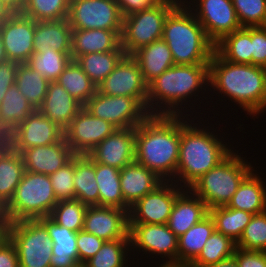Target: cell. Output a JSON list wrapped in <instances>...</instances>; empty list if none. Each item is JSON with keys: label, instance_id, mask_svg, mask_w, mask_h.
Returning a JSON list of instances; mask_svg holds the SVG:
<instances>
[{"label": "cell", "instance_id": "obj_1", "mask_svg": "<svg viewBox=\"0 0 266 267\" xmlns=\"http://www.w3.org/2000/svg\"><path fill=\"white\" fill-rule=\"evenodd\" d=\"M179 147L180 115H149L135 128V162L164 181H175Z\"/></svg>", "mask_w": 266, "mask_h": 267}, {"label": "cell", "instance_id": "obj_2", "mask_svg": "<svg viewBox=\"0 0 266 267\" xmlns=\"http://www.w3.org/2000/svg\"><path fill=\"white\" fill-rule=\"evenodd\" d=\"M209 85L250 116L266 111L265 67L231 63L214 51L209 63Z\"/></svg>", "mask_w": 266, "mask_h": 267}, {"label": "cell", "instance_id": "obj_3", "mask_svg": "<svg viewBox=\"0 0 266 267\" xmlns=\"http://www.w3.org/2000/svg\"><path fill=\"white\" fill-rule=\"evenodd\" d=\"M187 115L180 116V147L175 178L177 180L174 181L178 186L180 181V187L185 189L233 151L227 147V143L225 145L217 138L218 135L208 132L205 127L201 128V125L197 126L198 123L194 124L195 119L190 120Z\"/></svg>", "mask_w": 266, "mask_h": 267}, {"label": "cell", "instance_id": "obj_4", "mask_svg": "<svg viewBox=\"0 0 266 267\" xmlns=\"http://www.w3.org/2000/svg\"><path fill=\"white\" fill-rule=\"evenodd\" d=\"M208 84L209 64L171 66L147 85V112L149 115H183L179 108L187 105V99L198 96L196 92L202 91V87L208 88Z\"/></svg>", "mask_w": 266, "mask_h": 267}, {"label": "cell", "instance_id": "obj_5", "mask_svg": "<svg viewBox=\"0 0 266 267\" xmlns=\"http://www.w3.org/2000/svg\"><path fill=\"white\" fill-rule=\"evenodd\" d=\"M162 39L168 44L175 65L209 64L215 51V44L183 1L168 14Z\"/></svg>", "mask_w": 266, "mask_h": 267}, {"label": "cell", "instance_id": "obj_6", "mask_svg": "<svg viewBox=\"0 0 266 267\" xmlns=\"http://www.w3.org/2000/svg\"><path fill=\"white\" fill-rule=\"evenodd\" d=\"M232 151L224 160L197 179L188 189L208 207L227 206L253 167Z\"/></svg>", "mask_w": 266, "mask_h": 267}, {"label": "cell", "instance_id": "obj_7", "mask_svg": "<svg viewBox=\"0 0 266 267\" xmlns=\"http://www.w3.org/2000/svg\"><path fill=\"white\" fill-rule=\"evenodd\" d=\"M58 203L46 174L26 171L9 203L3 208L5 223L50 216Z\"/></svg>", "mask_w": 266, "mask_h": 267}, {"label": "cell", "instance_id": "obj_8", "mask_svg": "<svg viewBox=\"0 0 266 267\" xmlns=\"http://www.w3.org/2000/svg\"><path fill=\"white\" fill-rule=\"evenodd\" d=\"M3 232L16 247L19 267H51L53 242L39 219L7 223Z\"/></svg>", "mask_w": 266, "mask_h": 267}, {"label": "cell", "instance_id": "obj_9", "mask_svg": "<svg viewBox=\"0 0 266 267\" xmlns=\"http://www.w3.org/2000/svg\"><path fill=\"white\" fill-rule=\"evenodd\" d=\"M182 0H163L147 10L123 17L121 46L125 55H132L139 48L162 39L168 14Z\"/></svg>", "mask_w": 266, "mask_h": 267}, {"label": "cell", "instance_id": "obj_10", "mask_svg": "<svg viewBox=\"0 0 266 267\" xmlns=\"http://www.w3.org/2000/svg\"><path fill=\"white\" fill-rule=\"evenodd\" d=\"M72 30L104 29L122 33L123 16L116 0H70Z\"/></svg>", "mask_w": 266, "mask_h": 267}, {"label": "cell", "instance_id": "obj_11", "mask_svg": "<svg viewBox=\"0 0 266 267\" xmlns=\"http://www.w3.org/2000/svg\"><path fill=\"white\" fill-rule=\"evenodd\" d=\"M94 117L110 122L116 128H136L148 116L147 110L129 96H109L98 91L84 105Z\"/></svg>", "mask_w": 266, "mask_h": 267}, {"label": "cell", "instance_id": "obj_12", "mask_svg": "<svg viewBox=\"0 0 266 267\" xmlns=\"http://www.w3.org/2000/svg\"><path fill=\"white\" fill-rule=\"evenodd\" d=\"M182 1L192 10L207 37L214 44L224 36L242 28L232 0H193L194 4H197H195L196 8L187 0ZM191 4L193 8H191Z\"/></svg>", "mask_w": 266, "mask_h": 267}, {"label": "cell", "instance_id": "obj_13", "mask_svg": "<svg viewBox=\"0 0 266 267\" xmlns=\"http://www.w3.org/2000/svg\"><path fill=\"white\" fill-rule=\"evenodd\" d=\"M183 190L174 181H164L130 207L129 224H167L176 198Z\"/></svg>", "mask_w": 266, "mask_h": 267}, {"label": "cell", "instance_id": "obj_14", "mask_svg": "<svg viewBox=\"0 0 266 267\" xmlns=\"http://www.w3.org/2000/svg\"><path fill=\"white\" fill-rule=\"evenodd\" d=\"M97 91L109 96L135 98L147 110V84L137 61L125 55L114 70L98 85Z\"/></svg>", "mask_w": 266, "mask_h": 267}, {"label": "cell", "instance_id": "obj_15", "mask_svg": "<svg viewBox=\"0 0 266 267\" xmlns=\"http://www.w3.org/2000/svg\"><path fill=\"white\" fill-rule=\"evenodd\" d=\"M129 237L131 249L162 255L169 259L163 264L178 265V237L167 224H129Z\"/></svg>", "mask_w": 266, "mask_h": 267}, {"label": "cell", "instance_id": "obj_16", "mask_svg": "<svg viewBox=\"0 0 266 267\" xmlns=\"http://www.w3.org/2000/svg\"><path fill=\"white\" fill-rule=\"evenodd\" d=\"M115 129L110 122L94 117L83 107L63 132L66 143L75 154L87 155Z\"/></svg>", "mask_w": 266, "mask_h": 267}, {"label": "cell", "instance_id": "obj_17", "mask_svg": "<svg viewBox=\"0 0 266 267\" xmlns=\"http://www.w3.org/2000/svg\"><path fill=\"white\" fill-rule=\"evenodd\" d=\"M0 31L8 60L26 63L34 50L35 21L22 13L2 14Z\"/></svg>", "mask_w": 266, "mask_h": 267}, {"label": "cell", "instance_id": "obj_18", "mask_svg": "<svg viewBox=\"0 0 266 267\" xmlns=\"http://www.w3.org/2000/svg\"><path fill=\"white\" fill-rule=\"evenodd\" d=\"M63 137L60 127L35 110L10 134V146L22 153L31 147L55 144Z\"/></svg>", "mask_w": 266, "mask_h": 267}, {"label": "cell", "instance_id": "obj_19", "mask_svg": "<svg viewBox=\"0 0 266 267\" xmlns=\"http://www.w3.org/2000/svg\"><path fill=\"white\" fill-rule=\"evenodd\" d=\"M83 230L104 241L130 238L128 211L116 207L88 206Z\"/></svg>", "mask_w": 266, "mask_h": 267}, {"label": "cell", "instance_id": "obj_20", "mask_svg": "<svg viewBox=\"0 0 266 267\" xmlns=\"http://www.w3.org/2000/svg\"><path fill=\"white\" fill-rule=\"evenodd\" d=\"M88 155L97 163L121 170L135 162V128H116Z\"/></svg>", "mask_w": 266, "mask_h": 267}, {"label": "cell", "instance_id": "obj_21", "mask_svg": "<svg viewBox=\"0 0 266 267\" xmlns=\"http://www.w3.org/2000/svg\"><path fill=\"white\" fill-rule=\"evenodd\" d=\"M25 170L50 176L76 155L63 137L55 144L25 149L22 153Z\"/></svg>", "mask_w": 266, "mask_h": 267}, {"label": "cell", "instance_id": "obj_22", "mask_svg": "<svg viewBox=\"0 0 266 267\" xmlns=\"http://www.w3.org/2000/svg\"><path fill=\"white\" fill-rule=\"evenodd\" d=\"M83 107L62 85L54 81L49 83L38 110L64 131Z\"/></svg>", "mask_w": 266, "mask_h": 267}, {"label": "cell", "instance_id": "obj_23", "mask_svg": "<svg viewBox=\"0 0 266 267\" xmlns=\"http://www.w3.org/2000/svg\"><path fill=\"white\" fill-rule=\"evenodd\" d=\"M163 182L164 180L156 173L137 162H133L120 170L121 192L129 207L155 190Z\"/></svg>", "mask_w": 266, "mask_h": 267}, {"label": "cell", "instance_id": "obj_24", "mask_svg": "<svg viewBox=\"0 0 266 267\" xmlns=\"http://www.w3.org/2000/svg\"><path fill=\"white\" fill-rule=\"evenodd\" d=\"M208 214L206 204L190 189L184 188L176 198L167 225L179 237Z\"/></svg>", "mask_w": 266, "mask_h": 267}, {"label": "cell", "instance_id": "obj_25", "mask_svg": "<svg viewBox=\"0 0 266 267\" xmlns=\"http://www.w3.org/2000/svg\"><path fill=\"white\" fill-rule=\"evenodd\" d=\"M39 220L46 226L53 242L51 267H81L77 251V232L59 226L49 216Z\"/></svg>", "mask_w": 266, "mask_h": 267}, {"label": "cell", "instance_id": "obj_26", "mask_svg": "<svg viewBox=\"0 0 266 267\" xmlns=\"http://www.w3.org/2000/svg\"><path fill=\"white\" fill-rule=\"evenodd\" d=\"M124 51L121 34L104 29L72 30L71 59L94 52Z\"/></svg>", "mask_w": 266, "mask_h": 267}, {"label": "cell", "instance_id": "obj_27", "mask_svg": "<svg viewBox=\"0 0 266 267\" xmlns=\"http://www.w3.org/2000/svg\"><path fill=\"white\" fill-rule=\"evenodd\" d=\"M72 28L68 19L56 21H35L33 53L48 48L62 53H71Z\"/></svg>", "mask_w": 266, "mask_h": 267}, {"label": "cell", "instance_id": "obj_28", "mask_svg": "<svg viewBox=\"0 0 266 267\" xmlns=\"http://www.w3.org/2000/svg\"><path fill=\"white\" fill-rule=\"evenodd\" d=\"M131 56L137 61L147 85L175 65L171 50L163 39L139 48Z\"/></svg>", "mask_w": 266, "mask_h": 267}, {"label": "cell", "instance_id": "obj_29", "mask_svg": "<svg viewBox=\"0 0 266 267\" xmlns=\"http://www.w3.org/2000/svg\"><path fill=\"white\" fill-rule=\"evenodd\" d=\"M253 171L241 182L227 207L253 215L266 211V184ZM265 185V186H264Z\"/></svg>", "mask_w": 266, "mask_h": 267}, {"label": "cell", "instance_id": "obj_30", "mask_svg": "<svg viewBox=\"0 0 266 267\" xmlns=\"http://www.w3.org/2000/svg\"><path fill=\"white\" fill-rule=\"evenodd\" d=\"M25 172L21 153L11 146L0 150V206L3 209L12 199Z\"/></svg>", "mask_w": 266, "mask_h": 267}, {"label": "cell", "instance_id": "obj_31", "mask_svg": "<svg viewBox=\"0 0 266 267\" xmlns=\"http://www.w3.org/2000/svg\"><path fill=\"white\" fill-rule=\"evenodd\" d=\"M75 199L87 206H99V191L95 178V161L87 154L74 156Z\"/></svg>", "mask_w": 266, "mask_h": 267}, {"label": "cell", "instance_id": "obj_32", "mask_svg": "<svg viewBox=\"0 0 266 267\" xmlns=\"http://www.w3.org/2000/svg\"><path fill=\"white\" fill-rule=\"evenodd\" d=\"M215 231L213 218L208 214L178 237V265L189 266L200 254L207 239Z\"/></svg>", "mask_w": 266, "mask_h": 267}, {"label": "cell", "instance_id": "obj_33", "mask_svg": "<svg viewBox=\"0 0 266 267\" xmlns=\"http://www.w3.org/2000/svg\"><path fill=\"white\" fill-rule=\"evenodd\" d=\"M95 178L99 191V206L116 207L129 212L121 192L120 170L95 162Z\"/></svg>", "mask_w": 266, "mask_h": 267}, {"label": "cell", "instance_id": "obj_34", "mask_svg": "<svg viewBox=\"0 0 266 267\" xmlns=\"http://www.w3.org/2000/svg\"><path fill=\"white\" fill-rule=\"evenodd\" d=\"M215 51L226 61L235 64H252L251 27H242L215 44Z\"/></svg>", "mask_w": 266, "mask_h": 267}, {"label": "cell", "instance_id": "obj_35", "mask_svg": "<svg viewBox=\"0 0 266 267\" xmlns=\"http://www.w3.org/2000/svg\"><path fill=\"white\" fill-rule=\"evenodd\" d=\"M34 111L14 83L0 103V124L11 134Z\"/></svg>", "mask_w": 266, "mask_h": 267}, {"label": "cell", "instance_id": "obj_36", "mask_svg": "<svg viewBox=\"0 0 266 267\" xmlns=\"http://www.w3.org/2000/svg\"><path fill=\"white\" fill-rule=\"evenodd\" d=\"M49 81L26 63H19L15 84L31 106L38 110L46 96Z\"/></svg>", "mask_w": 266, "mask_h": 267}, {"label": "cell", "instance_id": "obj_37", "mask_svg": "<svg viewBox=\"0 0 266 267\" xmlns=\"http://www.w3.org/2000/svg\"><path fill=\"white\" fill-rule=\"evenodd\" d=\"M124 56V51L94 52L80 55L75 60L98 87Z\"/></svg>", "mask_w": 266, "mask_h": 267}, {"label": "cell", "instance_id": "obj_38", "mask_svg": "<svg viewBox=\"0 0 266 267\" xmlns=\"http://www.w3.org/2000/svg\"><path fill=\"white\" fill-rule=\"evenodd\" d=\"M209 214L214 220L215 231L230 237L236 243L253 216L251 213L227 206L209 209Z\"/></svg>", "mask_w": 266, "mask_h": 267}, {"label": "cell", "instance_id": "obj_39", "mask_svg": "<svg viewBox=\"0 0 266 267\" xmlns=\"http://www.w3.org/2000/svg\"><path fill=\"white\" fill-rule=\"evenodd\" d=\"M69 94L83 106L96 93L97 86L89 79L76 60H71L57 79Z\"/></svg>", "mask_w": 266, "mask_h": 267}, {"label": "cell", "instance_id": "obj_40", "mask_svg": "<svg viewBox=\"0 0 266 267\" xmlns=\"http://www.w3.org/2000/svg\"><path fill=\"white\" fill-rule=\"evenodd\" d=\"M71 60V53H62L48 48V50H40L39 54L33 53L26 64L38 71L49 82H54Z\"/></svg>", "mask_w": 266, "mask_h": 267}, {"label": "cell", "instance_id": "obj_41", "mask_svg": "<svg viewBox=\"0 0 266 267\" xmlns=\"http://www.w3.org/2000/svg\"><path fill=\"white\" fill-rule=\"evenodd\" d=\"M236 242L230 237L214 231L207 239L198 257L189 267H206L234 255Z\"/></svg>", "mask_w": 266, "mask_h": 267}, {"label": "cell", "instance_id": "obj_42", "mask_svg": "<svg viewBox=\"0 0 266 267\" xmlns=\"http://www.w3.org/2000/svg\"><path fill=\"white\" fill-rule=\"evenodd\" d=\"M130 238L105 241L100 250L82 267H128ZM127 258V259H126Z\"/></svg>", "mask_w": 266, "mask_h": 267}, {"label": "cell", "instance_id": "obj_43", "mask_svg": "<svg viewBox=\"0 0 266 267\" xmlns=\"http://www.w3.org/2000/svg\"><path fill=\"white\" fill-rule=\"evenodd\" d=\"M70 0H25L22 11L34 21H56L67 19Z\"/></svg>", "mask_w": 266, "mask_h": 267}, {"label": "cell", "instance_id": "obj_44", "mask_svg": "<svg viewBox=\"0 0 266 267\" xmlns=\"http://www.w3.org/2000/svg\"><path fill=\"white\" fill-rule=\"evenodd\" d=\"M87 208L88 206L78 199L58 201L49 217L59 226L78 232L83 230Z\"/></svg>", "mask_w": 266, "mask_h": 267}, {"label": "cell", "instance_id": "obj_45", "mask_svg": "<svg viewBox=\"0 0 266 267\" xmlns=\"http://www.w3.org/2000/svg\"><path fill=\"white\" fill-rule=\"evenodd\" d=\"M236 247L266 252V211L252 216Z\"/></svg>", "mask_w": 266, "mask_h": 267}, {"label": "cell", "instance_id": "obj_46", "mask_svg": "<svg viewBox=\"0 0 266 267\" xmlns=\"http://www.w3.org/2000/svg\"><path fill=\"white\" fill-rule=\"evenodd\" d=\"M242 27L266 26V0H232Z\"/></svg>", "mask_w": 266, "mask_h": 267}, {"label": "cell", "instance_id": "obj_47", "mask_svg": "<svg viewBox=\"0 0 266 267\" xmlns=\"http://www.w3.org/2000/svg\"><path fill=\"white\" fill-rule=\"evenodd\" d=\"M57 201L75 199L74 157L62 168L49 176Z\"/></svg>", "mask_w": 266, "mask_h": 267}, {"label": "cell", "instance_id": "obj_48", "mask_svg": "<svg viewBox=\"0 0 266 267\" xmlns=\"http://www.w3.org/2000/svg\"><path fill=\"white\" fill-rule=\"evenodd\" d=\"M77 251L79 263L82 266L87 260L92 258L105 242L103 239L88 233L84 230L77 232Z\"/></svg>", "mask_w": 266, "mask_h": 267}, {"label": "cell", "instance_id": "obj_49", "mask_svg": "<svg viewBox=\"0 0 266 267\" xmlns=\"http://www.w3.org/2000/svg\"><path fill=\"white\" fill-rule=\"evenodd\" d=\"M252 64L266 68V26L251 27Z\"/></svg>", "mask_w": 266, "mask_h": 267}, {"label": "cell", "instance_id": "obj_50", "mask_svg": "<svg viewBox=\"0 0 266 267\" xmlns=\"http://www.w3.org/2000/svg\"><path fill=\"white\" fill-rule=\"evenodd\" d=\"M239 267H266V252L236 247L234 255Z\"/></svg>", "mask_w": 266, "mask_h": 267}, {"label": "cell", "instance_id": "obj_51", "mask_svg": "<svg viewBox=\"0 0 266 267\" xmlns=\"http://www.w3.org/2000/svg\"><path fill=\"white\" fill-rule=\"evenodd\" d=\"M0 267H19L16 247L4 232L0 233Z\"/></svg>", "mask_w": 266, "mask_h": 267}, {"label": "cell", "instance_id": "obj_52", "mask_svg": "<svg viewBox=\"0 0 266 267\" xmlns=\"http://www.w3.org/2000/svg\"><path fill=\"white\" fill-rule=\"evenodd\" d=\"M18 65V62L12 60L0 63V103L7 90L15 83Z\"/></svg>", "mask_w": 266, "mask_h": 267}, {"label": "cell", "instance_id": "obj_53", "mask_svg": "<svg viewBox=\"0 0 266 267\" xmlns=\"http://www.w3.org/2000/svg\"><path fill=\"white\" fill-rule=\"evenodd\" d=\"M162 1L163 0H116L123 17L135 12L147 10Z\"/></svg>", "mask_w": 266, "mask_h": 267}, {"label": "cell", "instance_id": "obj_54", "mask_svg": "<svg viewBox=\"0 0 266 267\" xmlns=\"http://www.w3.org/2000/svg\"><path fill=\"white\" fill-rule=\"evenodd\" d=\"M25 0H0V12L2 14L22 13Z\"/></svg>", "mask_w": 266, "mask_h": 267}, {"label": "cell", "instance_id": "obj_55", "mask_svg": "<svg viewBox=\"0 0 266 267\" xmlns=\"http://www.w3.org/2000/svg\"><path fill=\"white\" fill-rule=\"evenodd\" d=\"M206 267H239L234 256L221 260Z\"/></svg>", "mask_w": 266, "mask_h": 267}, {"label": "cell", "instance_id": "obj_56", "mask_svg": "<svg viewBox=\"0 0 266 267\" xmlns=\"http://www.w3.org/2000/svg\"><path fill=\"white\" fill-rule=\"evenodd\" d=\"M10 146V134L0 124V150Z\"/></svg>", "mask_w": 266, "mask_h": 267}, {"label": "cell", "instance_id": "obj_57", "mask_svg": "<svg viewBox=\"0 0 266 267\" xmlns=\"http://www.w3.org/2000/svg\"><path fill=\"white\" fill-rule=\"evenodd\" d=\"M8 60L3 41H2V36H1V31H0V63H3Z\"/></svg>", "mask_w": 266, "mask_h": 267}, {"label": "cell", "instance_id": "obj_58", "mask_svg": "<svg viewBox=\"0 0 266 267\" xmlns=\"http://www.w3.org/2000/svg\"><path fill=\"white\" fill-rule=\"evenodd\" d=\"M6 223L4 221V217H3V209L0 206V231L3 232L4 231V227H5Z\"/></svg>", "mask_w": 266, "mask_h": 267}, {"label": "cell", "instance_id": "obj_59", "mask_svg": "<svg viewBox=\"0 0 266 267\" xmlns=\"http://www.w3.org/2000/svg\"><path fill=\"white\" fill-rule=\"evenodd\" d=\"M159 267H189L187 265H177V264H161Z\"/></svg>", "mask_w": 266, "mask_h": 267}]
</instances>
